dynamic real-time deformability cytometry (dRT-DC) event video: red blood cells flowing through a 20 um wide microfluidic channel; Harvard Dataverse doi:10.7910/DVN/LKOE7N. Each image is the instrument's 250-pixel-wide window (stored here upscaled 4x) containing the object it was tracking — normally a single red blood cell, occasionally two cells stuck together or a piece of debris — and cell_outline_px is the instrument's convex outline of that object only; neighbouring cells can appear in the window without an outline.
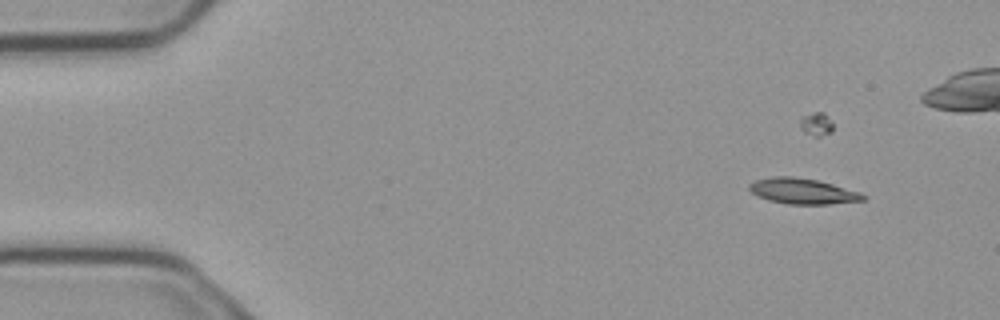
{"species": "common noctule bat (a hibernating species)", "species_latin": "Nyctalus noctula", "temperature_condition": "cold", "stored_images_in_passage": 6, "camera_frame_rate_fps": 3000, "um_per_image_px": 0.085, "animal": {"sex": "male", "body_mass_g": 23.1, "forearm_length_mm": 52.7}, "frame": {"image": 1, "passage_image": 2, "time_ms": 0.333, "image_size_px": [1000, 320], "cell_outline_px": [[868, 196], [864, 200], [828, 204], [788, 204], [768, 200], [752, 192], [748, 188], [748, 184], [756, 180], [772, 176], [792, 176], [816, 180], [832, 184], [860, 192]], "centroid_in_image_um": [68.23, 16.24], "position_along_channel_um": 16.8, "area_um2": 16.88}}